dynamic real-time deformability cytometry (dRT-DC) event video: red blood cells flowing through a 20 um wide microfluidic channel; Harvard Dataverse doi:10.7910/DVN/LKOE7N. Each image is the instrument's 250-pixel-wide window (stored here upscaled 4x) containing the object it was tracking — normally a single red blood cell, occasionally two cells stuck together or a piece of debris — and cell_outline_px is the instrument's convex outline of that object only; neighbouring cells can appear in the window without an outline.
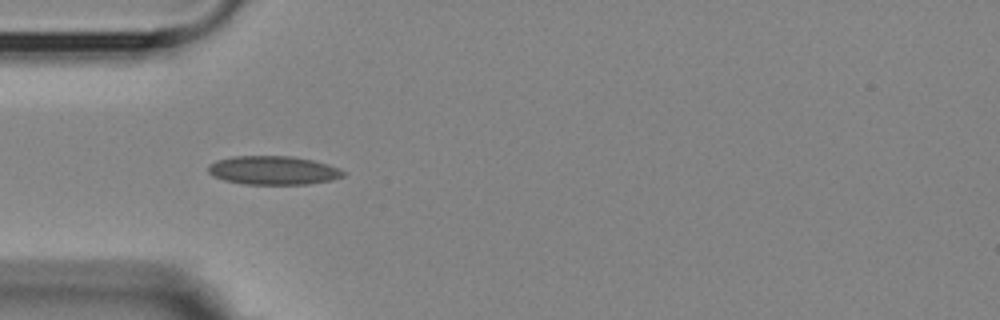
{"species": "Egyptian fruit bat (a non-hibernating species)", "species_latin": "Rousettus aegyptiacus", "temperature_condition": "room temperature", "stored_images_in_passage": 1, "camera_frame_rate_fps": 3000, "um_per_image_px": 0.085, "animal": {"sex": "female"}, "frame": {"image": 1, "passage_image": 1, "time_ms": 0.0, "image_size_px": [1000, 320], "cell_outline_px": [[348, 172], [344, 176], [332, 180], [308, 184], [244, 184], [224, 180], [212, 176], [208, 172], [208, 164], [216, 160], [232, 156], [292, 156], [312, 160], [328, 164], [340, 168]], "centroid_in_image_um": [23.23, 14.48], "position_along_channel_um": 61.8, "area_um2": 22.83}}